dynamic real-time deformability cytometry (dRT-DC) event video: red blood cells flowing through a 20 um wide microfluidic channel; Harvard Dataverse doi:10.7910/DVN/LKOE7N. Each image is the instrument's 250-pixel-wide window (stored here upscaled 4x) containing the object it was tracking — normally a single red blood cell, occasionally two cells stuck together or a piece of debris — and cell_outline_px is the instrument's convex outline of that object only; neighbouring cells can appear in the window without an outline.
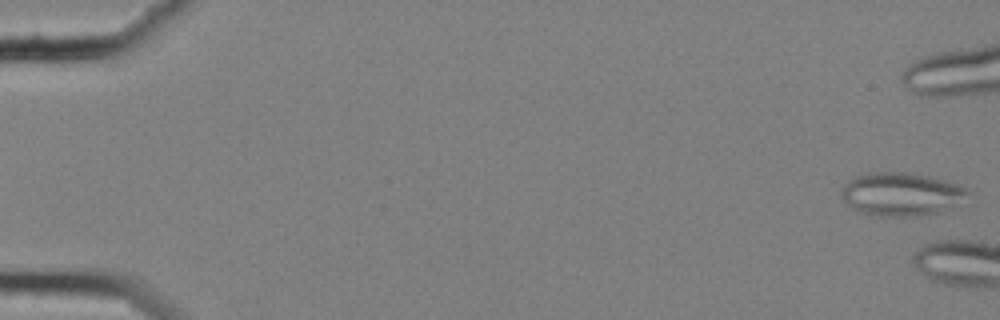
{"species": "common noctule bat (a hibernating species)", "species_latin": "Nyctalus noctula", "temperature_condition": "cold", "stored_images_in_passage": 5, "camera_frame_rate_fps": 3000, "um_per_image_px": 0.085, "animal": {"sex": "female", "body_mass_g": 25.1}, "frame": {"image": 1, "passage_image": 1, "time_ms": 0.0, "image_size_px": [1000, 320], "cell_outline_px": [[972, 192], [940, 212], [920, 216], [872, 216], [856, 212], [840, 196], [840, 188], [848, 180], [856, 176], [868, 172], [908, 172], [928, 176], [944, 180], [968, 188]], "centroid_in_image_um": [76.52, 16.5], "position_along_channel_um": 8.5, "area_um2": 32.02}}